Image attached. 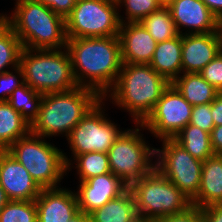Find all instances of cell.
I'll return each instance as SVG.
<instances>
[{
  "label": "cell",
  "mask_w": 222,
  "mask_h": 222,
  "mask_svg": "<svg viewBox=\"0 0 222 222\" xmlns=\"http://www.w3.org/2000/svg\"><path fill=\"white\" fill-rule=\"evenodd\" d=\"M66 49L77 85L106 99L123 65L119 37L67 39Z\"/></svg>",
  "instance_id": "obj_1"
},
{
  "label": "cell",
  "mask_w": 222,
  "mask_h": 222,
  "mask_svg": "<svg viewBox=\"0 0 222 222\" xmlns=\"http://www.w3.org/2000/svg\"><path fill=\"white\" fill-rule=\"evenodd\" d=\"M100 99L66 137L75 158L90 152L108 153L114 141L123 132L106 119Z\"/></svg>",
  "instance_id": "obj_11"
},
{
  "label": "cell",
  "mask_w": 222,
  "mask_h": 222,
  "mask_svg": "<svg viewBox=\"0 0 222 222\" xmlns=\"http://www.w3.org/2000/svg\"><path fill=\"white\" fill-rule=\"evenodd\" d=\"M219 32H220L221 39H222V18L219 20Z\"/></svg>",
  "instance_id": "obj_42"
},
{
  "label": "cell",
  "mask_w": 222,
  "mask_h": 222,
  "mask_svg": "<svg viewBox=\"0 0 222 222\" xmlns=\"http://www.w3.org/2000/svg\"><path fill=\"white\" fill-rule=\"evenodd\" d=\"M0 222H37L35 200H10L0 213Z\"/></svg>",
  "instance_id": "obj_29"
},
{
  "label": "cell",
  "mask_w": 222,
  "mask_h": 222,
  "mask_svg": "<svg viewBox=\"0 0 222 222\" xmlns=\"http://www.w3.org/2000/svg\"><path fill=\"white\" fill-rule=\"evenodd\" d=\"M43 94L35 91L24 83L16 88L8 99V103L18 111L28 123L37 118Z\"/></svg>",
  "instance_id": "obj_26"
},
{
  "label": "cell",
  "mask_w": 222,
  "mask_h": 222,
  "mask_svg": "<svg viewBox=\"0 0 222 222\" xmlns=\"http://www.w3.org/2000/svg\"><path fill=\"white\" fill-rule=\"evenodd\" d=\"M68 222H91L90 216L83 212H79L76 216L70 219Z\"/></svg>",
  "instance_id": "obj_40"
},
{
  "label": "cell",
  "mask_w": 222,
  "mask_h": 222,
  "mask_svg": "<svg viewBox=\"0 0 222 222\" xmlns=\"http://www.w3.org/2000/svg\"><path fill=\"white\" fill-rule=\"evenodd\" d=\"M139 131L138 126L123 131L108 151L111 172L128 187L155 168L151 160L155 148L146 145Z\"/></svg>",
  "instance_id": "obj_9"
},
{
  "label": "cell",
  "mask_w": 222,
  "mask_h": 222,
  "mask_svg": "<svg viewBox=\"0 0 222 222\" xmlns=\"http://www.w3.org/2000/svg\"><path fill=\"white\" fill-rule=\"evenodd\" d=\"M211 115L214 126L222 125V93H219L211 103Z\"/></svg>",
  "instance_id": "obj_38"
},
{
  "label": "cell",
  "mask_w": 222,
  "mask_h": 222,
  "mask_svg": "<svg viewBox=\"0 0 222 222\" xmlns=\"http://www.w3.org/2000/svg\"><path fill=\"white\" fill-rule=\"evenodd\" d=\"M76 168L80 181L111 172L108 153L90 152L77 155Z\"/></svg>",
  "instance_id": "obj_28"
},
{
  "label": "cell",
  "mask_w": 222,
  "mask_h": 222,
  "mask_svg": "<svg viewBox=\"0 0 222 222\" xmlns=\"http://www.w3.org/2000/svg\"><path fill=\"white\" fill-rule=\"evenodd\" d=\"M14 70L16 71L15 73L19 75L18 77L8 70L0 74V102L8 101L12 92L24 84L22 68L18 66ZM17 78H20L22 81L17 80ZM1 94H3V96Z\"/></svg>",
  "instance_id": "obj_31"
},
{
  "label": "cell",
  "mask_w": 222,
  "mask_h": 222,
  "mask_svg": "<svg viewBox=\"0 0 222 222\" xmlns=\"http://www.w3.org/2000/svg\"><path fill=\"white\" fill-rule=\"evenodd\" d=\"M165 4L179 34H183L182 26L189 28L188 34L219 32L218 18L202 0H167Z\"/></svg>",
  "instance_id": "obj_15"
},
{
  "label": "cell",
  "mask_w": 222,
  "mask_h": 222,
  "mask_svg": "<svg viewBox=\"0 0 222 222\" xmlns=\"http://www.w3.org/2000/svg\"><path fill=\"white\" fill-rule=\"evenodd\" d=\"M123 64H149L157 42L140 22L120 24L118 34Z\"/></svg>",
  "instance_id": "obj_17"
},
{
  "label": "cell",
  "mask_w": 222,
  "mask_h": 222,
  "mask_svg": "<svg viewBox=\"0 0 222 222\" xmlns=\"http://www.w3.org/2000/svg\"><path fill=\"white\" fill-rule=\"evenodd\" d=\"M191 201L198 208L222 204V155L203 161L200 188Z\"/></svg>",
  "instance_id": "obj_19"
},
{
  "label": "cell",
  "mask_w": 222,
  "mask_h": 222,
  "mask_svg": "<svg viewBox=\"0 0 222 222\" xmlns=\"http://www.w3.org/2000/svg\"><path fill=\"white\" fill-rule=\"evenodd\" d=\"M204 222H222V204L201 208Z\"/></svg>",
  "instance_id": "obj_36"
},
{
  "label": "cell",
  "mask_w": 222,
  "mask_h": 222,
  "mask_svg": "<svg viewBox=\"0 0 222 222\" xmlns=\"http://www.w3.org/2000/svg\"><path fill=\"white\" fill-rule=\"evenodd\" d=\"M123 3V4H122ZM118 7L125 6L126 22H140L144 17L158 10L165 4L164 0H119ZM122 4V5H120ZM128 16V17H127Z\"/></svg>",
  "instance_id": "obj_30"
},
{
  "label": "cell",
  "mask_w": 222,
  "mask_h": 222,
  "mask_svg": "<svg viewBox=\"0 0 222 222\" xmlns=\"http://www.w3.org/2000/svg\"><path fill=\"white\" fill-rule=\"evenodd\" d=\"M161 141L163 150L155 149V168L192 200L200 188L203 161L194 158L173 138Z\"/></svg>",
  "instance_id": "obj_10"
},
{
  "label": "cell",
  "mask_w": 222,
  "mask_h": 222,
  "mask_svg": "<svg viewBox=\"0 0 222 222\" xmlns=\"http://www.w3.org/2000/svg\"><path fill=\"white\" fill-rule=\"evenodd\" d=\"M23 47L12 28L0 16V74L7 66H19Z\"/></svg>",
  "instance_id": "obj_27"
},
{
  "label": "cell",
  "mask_w": 222,
  "mask_h": 222,
  "mask_svg": "<svg viewBox=\"0 0 222 222\" xmlns=\"http://www.w3.org/2000/svg\"><path fill=\"white\" fill-rule=\"evenodd\" d=\"M100 99L94 90L80 86L43 94L38 116L31 124V133L44 138L64 133L67 137Z\"/></svg>",
  "instance_id": "obj_4"
},
{
  "label": "cell",
  "mask_w": 222,
  "mask_h": 222,
  "mask_svg": "<svg viewBox=\"0 0 222 222\" xmlns=\"http://www.w3.org/2000/svg\"><path fill=\"white\" fill-rule=\"evenodd\" d=\"M6 151L24 166L42 189L58 188L64 173L70 170V159L60 149L31 132Z\"/></svg>",
  "instance_id": "obj_7"
},
{
  "label": "cell",
  "mask_w": 222,
  "mask_h": 222,
  "mask_svg": "<svg viewBox=\"0 0 222 222\" xmlns=\"http://www.w3.org/2000/svg\"><path fill=\"white\" fill-rule=\"evenodd\" d=\"M155 222H204L201 208L191 207L187 212L159 218Z\"/></svg>",
  "instance_id": "obj_34"
},
{
  "label": "cell",
  "mask_w": 222,
  "mask_h": 222,
  "mask_svg": "<svg viewBox=\"0 0 222 222\" xmlns=\"http://www.w3.org/2000/svg\"><path fill=\"white\" fill-rule=\"evenodd\" d=\"M91 222H140L133 193L128 188L89 214Z\"/></svg>",
  "instance_id": "obj_21"
},
{
  "label": "cell",
  "mask_w": 222,
  "mask_h": 222,
  "mask_svg": "<svg viewBox=\"0 0 222 222\" xmlns=\"http://www.w3.org/2000/svg\"><path fill=\"white\" fill-rule=\"evenodd\" d=\"M210 139L215 155H222V125L215 126L212 129Z\"/></svg>",
  "instance_id": "obj_37"
},
{
  "label": "cell",
  "mask_w": 222,
  "mask_h": 222,
  "mask_svg": "<svg viewBox=\"0 0 222 222\" xmlns=\"http://www.w3.org/2000/svg\"><path fill=\"white\" fill-rule=\"evenodd\" d=\"M129 189L133 193L140 222L187 212L192 201L156 168L141 177Z\"/></svg>",
  "instance_id": "obj_6"
},
{
  "label": "cell",
  "mask_w": 222,
  "mask_h": 222,
  "mask_svg": "<svg viewBox=\"0 0 222 222\" xmlns=\"http://www.w3.org/2000/svg\"><path fill=\"white\" fill-rule=\"evenodd\" d=\"M12 16L1 18L27 49L66 48L65 18L36 0H16Z\"/></svg>",
  "instance_id": "obj_2"
},
{
  "label": "cell",
  "mask_w": 222,
  "mask_h": 222,
  "mask_svg": "<svg viewBox=\"0 0 222 222\" xmlns=\"http://www.w3.org/2000/svg\"><path fill=\"white\" fill-rule=\"evenodd\" d=\"M117 6L110 0H77L65 18L67 39L118 36L126 20Z\"/></svg>",
  "instance_id": "obj_8"
},
{
  "label": "cell",
  "mask_w": 222,
  "mask_h": 222,
  "mask_svg": "<svg viewBox=\"0 0 222 222\" xmlns=\"http://www.w3.org/2000/svg\"><path fill=\"white\" fill-rule=\"evenodd\" d=\"M210 11L220 20L222 18V0H202Z\"/></svg>",
  "instance_id": "obj_39"
},
{
  "label": "cell",
  "mask_w": 222,
  "mask_h": 222,
  "mask_svg": "<svg viewBox=\"0 0 222 222\" xmlns=\"http://www.w3.org/2000/svg\"><path fill=\"white\" fill-rule=\"evenodd\" d=\"M140 23L159 43L179 35L169 7L164 4L158 10L144 17Z\"/></svg>",
  "instance_id": "obj_25"
},
{
  "label": "cell",
  "mask_w": 222,
  "mask_h": 222,
  "mask_svg": "<svg viewBox=\"0 0 222 222\" xmlns=\"http://www.w3.org/2000/svg\"><path fill=\"white\" fill-rule=\"evenodd\" d=\"M222 50L220 32L182 34V73H200Z\"/></svg>",
  "instance_id": "obj_16"
},
{
  "label": "cell",
  "mask_w": 222,
  "mask_h": 222,
  "mask_svg": "<svg viewBox=\"0 0 222 222\" xmlns=\"http://www.w3.org/2000/svg\"><path fill=\"white\" fill-rule=\"evenodd\" d=\"M172 84L192 106L212 103L220 93L200 73H183Z\"/></svg>",
  "instance_id": "obj_22"
},
{
  "label": "cell",
  "mask_w": 222,
  "mask_h": 222,
  "mask_svg": "<svg viewBox=\"0 0 222 222\" xmlns=\"http://www.w3.org/2000/svg\"><path fill=\"white\" fill-rule=\"evenodd\" d=\"M128 188L112 172L80 181L78 192L76 191L79 211L89 215Z\"/></svg>",
  "instance_id": "obj_14"
},
{
  "label": "cell",
  "mask_w": 222,
  "mask_h": 222,
  "mask_svg": "<svg viewBox=\"0 0 222 222\" xmlns=\"http://www.w3.org/2000/svg\"><path fill=\"white\" fill-rule=\"evenodd\" d=\"M189 123L211 133L215 127L211 115V103L193 106Z\"/></svg>",
  "instance_id": "obj_33"
},
{
  "label": "cell",
  "mask_w": 222,
  "mask_h": 222,
  "mask_svg": "<svg viewBox=\"0 0 222 222\" xmlns=\"http://www.w3.org/2000/svg\"><path fill=\"white\" fill-rule=\"evenodd\" d=\"M149 65L172 83L182 74V35L159 42Z\"/></svg>",
  "instance_id": "obj_20"
},
{
  "label": "cell",
  "mask_w": 222,
  "mask_h": 222,
  "mask_svg": "<svg viewBox=\"0 0 222 222\" xmlns=\"http://www.w3.org/2000/svg\"><path fill=\"white\" fill-rule=\"evenodd\" d=\"M35 204L37 222H68L80 212L75 191L60 187L42 189Z\"/></svg>",
  "instance_id": "obj_18"
},
{
  "label": "cell",
  "mask_w": 222,
  "mask_h": 222,
  "mask_svg": "<svg viewBox=\"0 0 222 222\" xmlns=\"http://www.w3.org/2000/svg\"><path fill=\"white\" fill-rule=\"evenodd\" d=\"M169 85L149 64H123L107 97L128 110L136 124H142Z\"/></svg>",
  "instance_id": "obj_3"
},
{
  "label": "cell",
  "mask_w": 222,
  "mask_h": 222,
  "mask_svg": "<svg viewBox=\"0 0 222 222\" xmlns=\"http://www.w3.org/2000/svg\"><path fill=\"white\" fill-rule=\"evenodd\" d=\"M49 7L55 13L66 18L75 6L77 0H36Z\"/></svg>",
  "instance_id": "obj_35"
},
{
  "label": "cell",
  "mask_w": 222,
  "mask_h": 222,
  "mask_svg": "<svg viewBox=\"0 0 222 222\" xmlns=\"http://www.w3.org/2000/svg\"><path fill=\"white\" fill-rule=\"evenodd\" d=\"M192 107L177 88L170 83L151 114L142 124H136V126L147 128L159 139L173 138L189 124Z\"/></svg>",
  "instance_id": "obj_12"
},
{
  "label": "cell",
  "mask_w": 222,
  "mask_h": 222,
  "mask_svg": "<svg viewBox=\"0 0 222 222\" xmlns=\"http://www.w3.org/2000/svg\"><path fill=\"white\" fill-rule=\"evenodd\" d=\"M31 132V124L7 101L0 102V150H7Z\"/></svg>",
  "instance_id": "obj_23"
},
{
  "label": "cell",
  "mask_w": 222,
  "mask_h": 222,
  "mask_svg": "<svg viewBox=\"0 0 222 222\" xmlns=\"http://www.w3.org/2000/svg\"><path fill=\"white\" fill-rule=\"evenodd\" d=\"M201 76L222 93V50L200 72Z\"/></svg>",
  "instance_id": "obj_32"
},
{
  "label": "cell",
  "mask_w": 222,
  "mask_h": 222,
  "mask_svg": "<svg viewBox=\"0 0 222 222\" xmlns=\"http://www.w3.org/2000/svg\"><path fill=\"white\" fill-rule=\"evenodd\" d=\"M19 66L23 71L24 83L39 93L64 92L78 87L66 48L64 51L62 48H23Z\"/></svg>",
  "instance_id": "obj_5"
},
{
  "label": "cell",
  "mask_w": 222,
  "mask_h": 222,
  "mask_svg": "<svg viewBox=\"0 0 222 222\" xmlns=\"http://www.w3.org/2000/svg\"><path fill=\"white\" fill-rule=\"evenodd\" d=\"M9 201L10 200H9L5 190L0 185V213Z\"/></svg>",
  "instance_id": "obj_41"
},
{
  "label": "cell",
  "mask_w": 222,
  "mask_h": 222,
  "mask_svg": "<svg viewBox=\"0 0 222 222\" xmlns=\"http://www.w3.org/2000/svg\"><path fill=\"white\" fill-rule=\"evenodd\" d=\"M0 185L9 200L16 201L35 200L42 190L24 166L6 150H0Z\"/></svg>",
  "instance_id": "obj_13"
},
{
  "label": "cell",
  "mask_w": 222,
  "mask_h": 222,
  "mask_svg": "<svg viewBox=\"0 0 222 222\" xmlns=\"http://www.w3.org/2000/svg\"><path fill=\"white\" fill-rule=\"evenodd\" d=\"M173 139L189 152L194 158L205 161L215 155L210 133L201 128L188 124Z\"/></svg>",
  "instance_id": "obj_24"
}]
</instances>
